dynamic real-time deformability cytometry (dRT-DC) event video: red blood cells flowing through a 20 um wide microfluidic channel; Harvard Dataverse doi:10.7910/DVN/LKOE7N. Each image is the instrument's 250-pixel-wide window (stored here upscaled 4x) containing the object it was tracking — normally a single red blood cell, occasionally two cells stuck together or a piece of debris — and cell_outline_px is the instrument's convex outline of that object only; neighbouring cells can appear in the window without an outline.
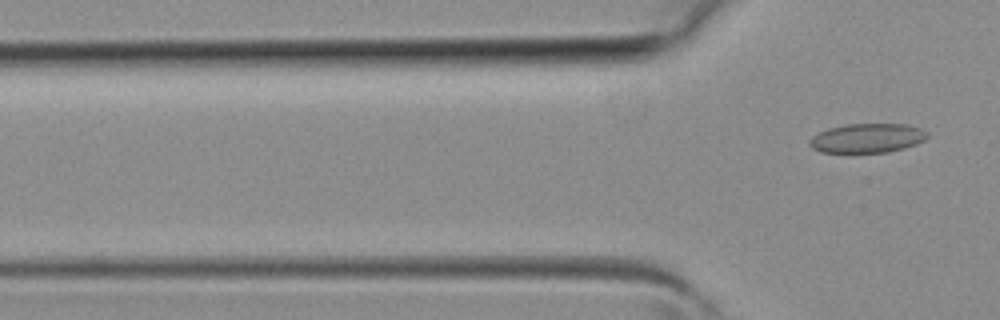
{"species": "common noctule bat (a hibernating species)", "species_latin": "Nyctalus noctula", "temperature_condition": "room temperature", "stored_images_in_passage": 2, "camera_frame_rate_fps": 3000, "um_per_image_px": 0.085, "animal": {"sex": "female", "body_mass_g": 19.3, "forearm_length_mm": 54.1}, "frame": {"image": 1, "passage_image": 2, "time_ms": 0.333, "image_size_px": [1000, 320], "cell_outline_px": [[928, 136], [924, 140], [916, 144], [904, 148], [888, 152], [820, 152], [812, 148], [808, 144], [808, 140], [812, 136], [828, 128], [848, 124], [908, 124], [920, 128], [928, 132]], "centroid_in_image_um": [73.71, 11.74], "position_along_channel_um": 52.1, "area_um2": 20.11}}